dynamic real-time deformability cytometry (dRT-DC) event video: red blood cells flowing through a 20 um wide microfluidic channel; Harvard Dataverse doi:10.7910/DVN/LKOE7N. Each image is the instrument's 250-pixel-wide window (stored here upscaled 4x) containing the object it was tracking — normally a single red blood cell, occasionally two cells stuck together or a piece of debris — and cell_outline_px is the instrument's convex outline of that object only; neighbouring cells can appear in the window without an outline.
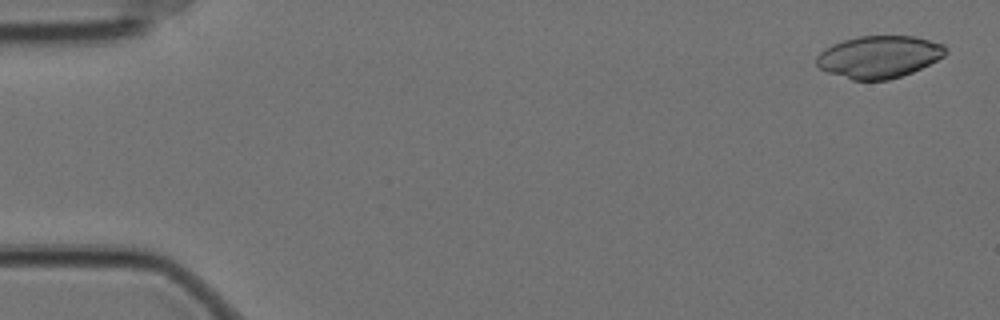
{"species": "Egyptian fruit bat (a non-hibernating species)", "species_latin": "Rousettus aegyptiacus", "temperature_condition": "cold", "stored_images_in_passage": 5, "camera_frame_rate_fps": 3000, "um_per_image_px": 0.085, "animal": {"sex": "female"}, "frame": {"image": 1, "passage_image": 2, "time_ms": 0.333, "image_size_px": [1000, 320], "cell_outline_px": [[948, 52], [944, 56], [912, 72], [888, 80], [852, 80], [828, 72], [820, 68], [816, 64], [816, 56], [824, 48], [832, 44], [844, 40], [860, 36], [912, 36], [944, 44], [948, 48]], "centroid_in_image_um": [74.71, 4.83], "position_along_channel_um": 10.3, "area_um2": 31.67}}